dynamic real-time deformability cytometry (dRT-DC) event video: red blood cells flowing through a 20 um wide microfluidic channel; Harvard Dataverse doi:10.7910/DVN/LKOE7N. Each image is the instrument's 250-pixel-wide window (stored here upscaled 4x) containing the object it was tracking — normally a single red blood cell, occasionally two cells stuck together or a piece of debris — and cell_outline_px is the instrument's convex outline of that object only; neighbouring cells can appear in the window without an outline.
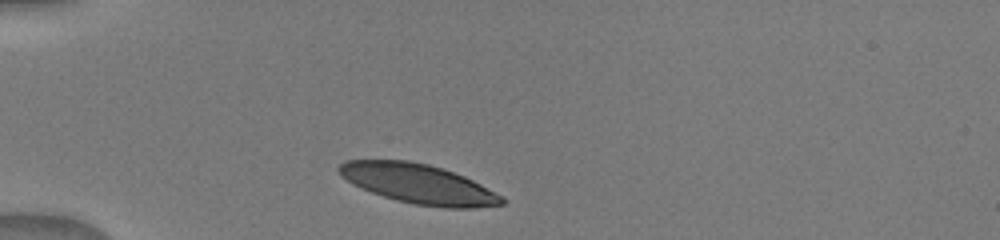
{"species": "human", "species_latin": "Homo sapiens", "temperature_condition": "warm", "stored_images_in_passage": 42, "camera_frame_rate_fps": 3000, "um_per_image_px": 0.085, "donor": {"sex": "male"}, "frame": {"image": 1, "passage_image": 1, "time_ms": 0.0, "image_size_px": [1000, 240], "cell_outline_px": [[504, 204], [472, 208], [448, 208], [416, 204], [396, 200], [360, 188], [352, 184], [340, 176], [336, 168], [344, 160], [408, 160], [428, 164], [464, 176], [480, 184], [500, 196], [504, 200]], "centroid_in_image_um": [35.49, 15.61], "position_along_channel_um": 49.5, "area_um2": 37.22}}
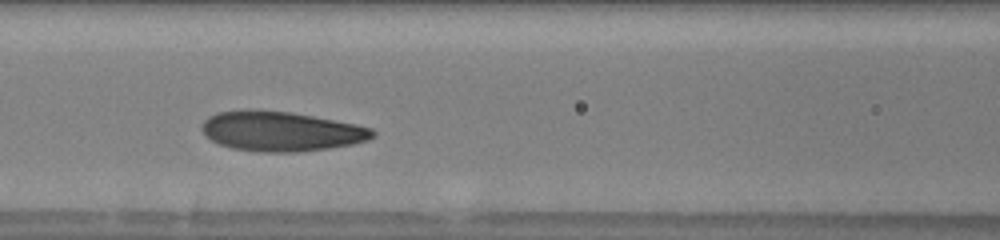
{"frame": {"image": 2, "passage_image": 16, "time_ms": 3.0, "image_size_px": [1000, 240], "cell_outline_px": [[376, 136], [368, 140], [352, 144], [328, 148], [296, 152], [256, 152], [232, 148], [220, 144], [204, 136], [200, 128], [204, 120], [208, 116], [216, 112], [248, 108], [292, 112], [356, 124], [372, 128], [376, 132]], "centroid_in_image_um": [23.85, 11.14], "position_along_channel_um": 142.8, "area_um2": 40.11}}
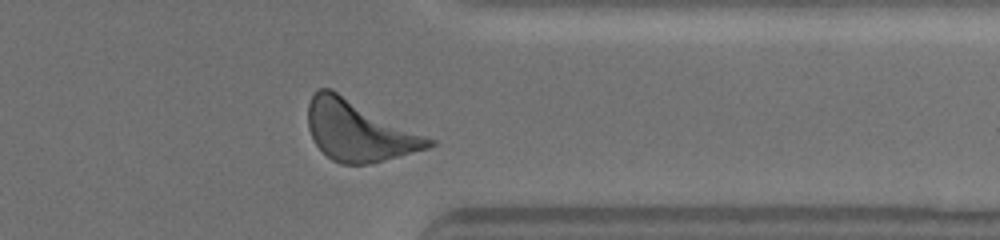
{"frame": {"image": 3, "passage_image": 33, "time_ms": 9.0, "image_size_px": [1000, 240], "cell_outline_px": [[436, 144], [428, 148], [384, 160], [368, 164], [340, 164], [332, 160], [316, 144], [308, 128], [308, 104], [312, 96], [320, 88], [332, 88], [436, 140]], "centroid_in_image_um": [30.52, 11.1], "position_along_channel_um": 380.9, "area_um2": 42.6}}